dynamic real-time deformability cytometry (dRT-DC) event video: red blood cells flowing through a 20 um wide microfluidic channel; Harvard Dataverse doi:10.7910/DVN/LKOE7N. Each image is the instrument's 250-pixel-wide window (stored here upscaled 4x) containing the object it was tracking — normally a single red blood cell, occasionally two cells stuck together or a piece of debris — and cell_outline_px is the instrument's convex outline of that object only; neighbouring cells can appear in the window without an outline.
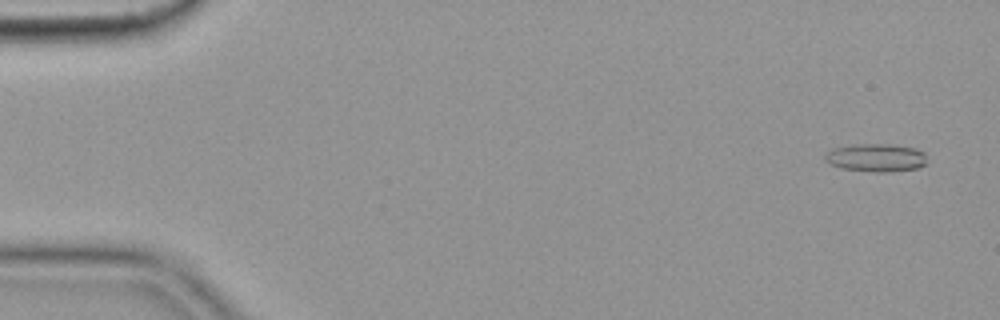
{"species": "common noctule bat (a hibernating species)", "species_latin": "Nyctalus noctula", "temperature_condition": "cold", "stored_images_in_passage": 54, "camera_frame_rate_fps": 3000, "um_per_image_px": 0.085, "animal": {"sex": "female", "body_mass_g": 19.9}, "frame": {"image": 1, "passage_image": 3, "time_ms": 0.667, "image_size_px": [1000, 320], "cell_outline_px": [[924, 164], [916, 168], [888, 172], [876, 172], [840, 168], [824, 160], [824, 156], [832, 148], [852, 144], [888, 144], [916, 148], [924, 152]], "centroid_in_image_um": [74.42, 13.39], "position_along_channel_um": 10.6, "area_um2": 16.53}}
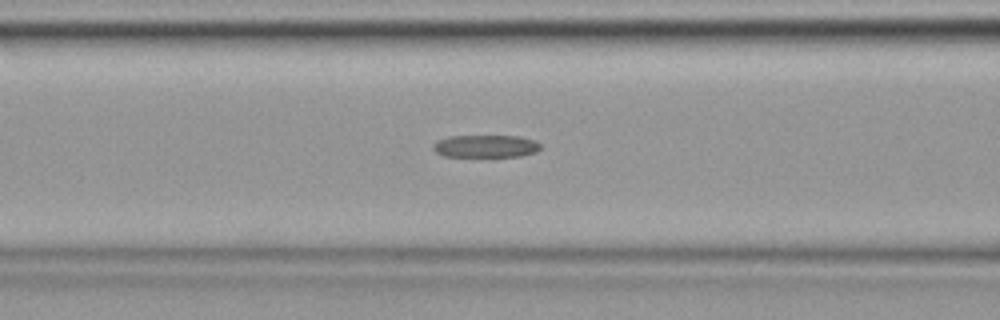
{"frame": {"image": 2, "passage_image": 23, "time_ms": 7.333, "image_size_px": [1000, 320], "cell_outline_px": [[540, 148], [536, 152], [520, 156], [444, 156], [436, 152], [432, 148], [432, 144], [436, 140], [448, 136], [520, 136], [536, 140], [540, 144]], "centroid_in_image_um": [41.27, 12.41], "position_along_channel_um": 125.3, "area_um2": 14.16}}
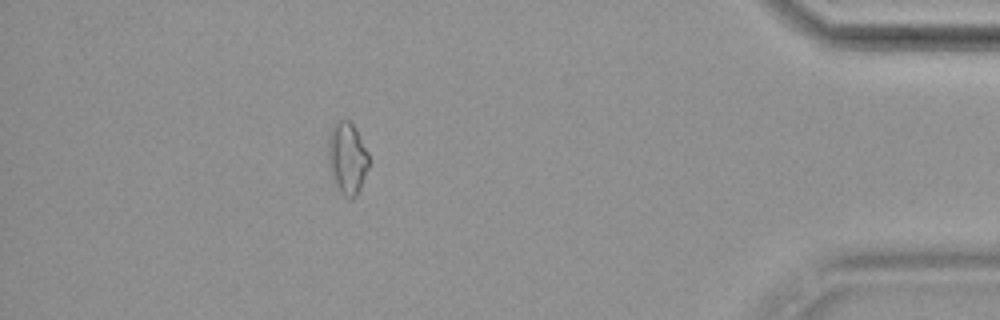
{"frame": {"image": 3, "passage_image": 50, "time_ms": 16.333, "image_size_px": [1000, 320], "cell_outline_px": [[368, 168], [360, 188], [356, 196], [352, 200], [344, 196], [340, 192], [336, 184], [332, 172], [328, 156], [328, 136], [332, 128], [340, 120], [348, 120], [352, 124], [368, 152]], "centroid_in_image_um": [29.52, 13.46], "position_along_channel_um": 405.7, "area_um2": 16.53}}